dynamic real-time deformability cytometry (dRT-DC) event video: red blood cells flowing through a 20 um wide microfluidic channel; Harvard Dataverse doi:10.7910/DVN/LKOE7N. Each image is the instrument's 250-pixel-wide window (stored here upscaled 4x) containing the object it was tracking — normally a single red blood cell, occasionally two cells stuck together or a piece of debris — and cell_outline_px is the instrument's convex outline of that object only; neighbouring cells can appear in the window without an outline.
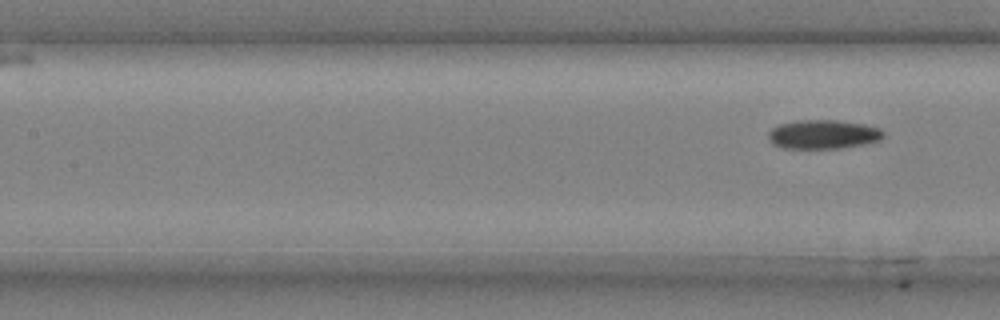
{"species": "common noctule bat (a hibernating species)", "species_latin": "Nyctalus noctula", "temperature_condition": "cold", "stored_images_in_passage": 6, "segment_of_instrument_passage": [2, 2], "camera_frame_rate_fps": 3000, "um_per_image_px": 0.085, "animal": {"sex": "male", "body_mass_g": 20.4}, "frame": {"image": 1, "passage_image": 6, "time_ms": 1.667, "image_size_px": [1000, 320], "cell_outline_px": [[884, 136], [880, 140], [864, 144], [840, 148], [780, 148], [772, 144], [768, 140], [768, 132], [772, 128], [780, 124], [800, 120], [836, 120], [864, 124], [880, 128], [884, 132]], "centroid_in_image_um": [69.95, 11.42], "position_along_channel_um": 137.4, "area_um2": 19.54}}